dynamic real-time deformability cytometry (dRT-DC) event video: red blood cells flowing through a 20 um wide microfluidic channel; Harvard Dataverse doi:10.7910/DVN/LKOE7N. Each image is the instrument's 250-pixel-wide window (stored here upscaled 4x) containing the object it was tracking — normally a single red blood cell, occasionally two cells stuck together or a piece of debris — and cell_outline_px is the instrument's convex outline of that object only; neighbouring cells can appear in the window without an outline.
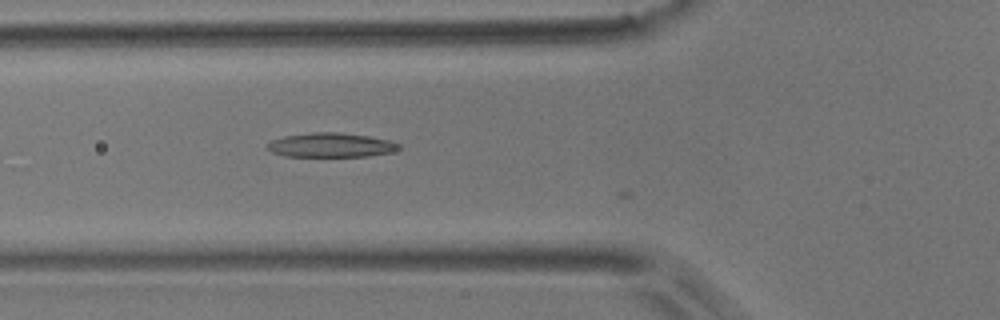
{"species": "common noctule bat (a hibernating species)", "species_latin": "Nyctalus noctula", "temperature_condition": "room temperature", "stored_images_in_passage": 46, "camera_frame_rate_fps": 3000, "um_per_image_px": 0.085, "animal": {"sex": "male", "body_mass_g": 17.9}, "frame": {"image": 1, "passage_image": 11, "time_ms": 3.333, "image_size_px": [1000, 320], "cell_outline_px": [[388, 148], [384, 152], [356, 156], [292, 156], [280, 152], [284, 140], [292, 136], [360, 136], [380, 140], [388, 144]], "centroid_in_image_um": [28.24, 12.42], "position_along_channel_um": 97.6, "area_um2": 13.81}}
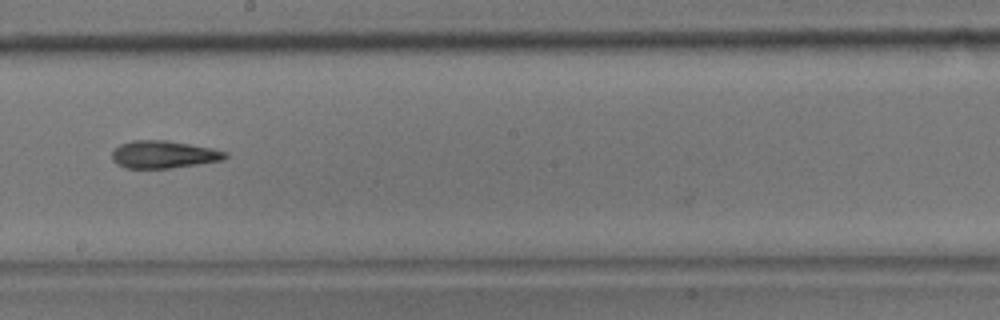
{"frame": {"image": 2, "passage_image": 22, "time_ms": 7.0, "image_size_px": [1000, 320], "cell_outline_px": [[224, 156], [212, 160], [188, 164], [160, 168], [132, 168], [116, 160], [116, 152], [124, 144], [180, 144], [220, 152]], "centroid_in_image_um": [13.85, 13.21], "position_along_channel_um": 234.4, "area_um2": 14.28}}
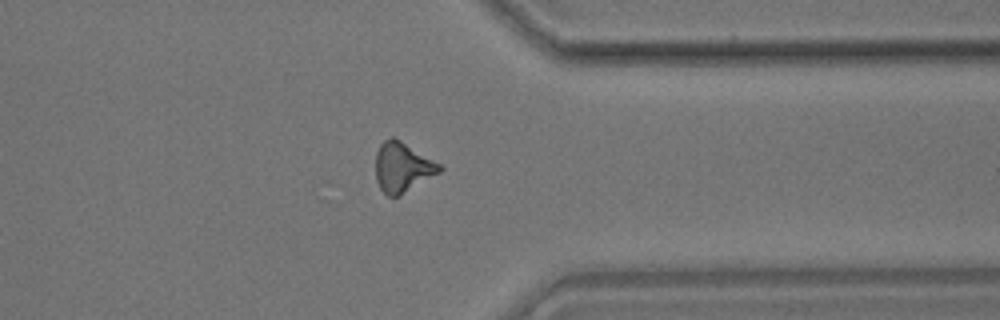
{"frame": {"image": 3, "passage_image": 34, "time_ms": 11.0, "image_size_px": [1000, 320], "cell_outline_px": [[440, 168], [436, 172], [396, 196], [392, 196], [384, 192], [380, 184], [376, 172], [376, 156], [380, 148], [388, 140], [396, 140], [436, 164]], "centroid_in_image_um": [34.12, 14.25], "position_along_channel_um": 377.3, "area_um2": 16.01}}